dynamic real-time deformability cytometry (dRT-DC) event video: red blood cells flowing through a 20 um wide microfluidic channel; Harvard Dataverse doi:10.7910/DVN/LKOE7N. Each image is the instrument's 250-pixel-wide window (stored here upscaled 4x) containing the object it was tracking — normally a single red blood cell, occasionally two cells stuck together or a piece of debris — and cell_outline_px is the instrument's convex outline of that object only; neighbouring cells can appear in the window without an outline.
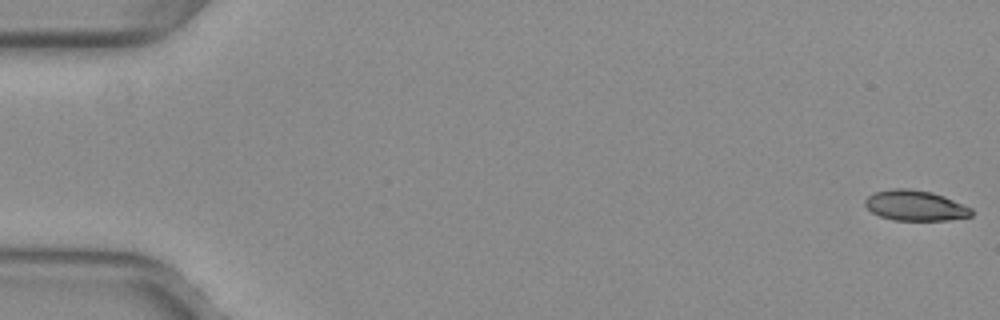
{"species": "common noctule bat (a hibernating species)", "species_latin": "Nyctalus noctula", "temperature_condition": "warm", "stored_images_in_passage": 52, "camera_frame_rate_fps": 3000, "um_per_image_px": 0.085, "animal": {"sex": "female", "body_mass_g": 29.2, "forearm_length_mm": 56.3}, "frame": {"image": 1, "passage_image": 1, "time_ms": 0.0, "image_size_px": [1000, 320], "cell_outline_px": [[972, 216], [948, 220], [892, 220], [880, 216], [872, 212], [864, 204], [864, 200], [868, 196], [876, 192], [892, 188], [912, 188], [932, 192], [944, 196], [972, 208]], "centroid_in_image_um": [77.79, 17.46], "position_along_channel_um": 7.2, "area_um2": 18.9}}
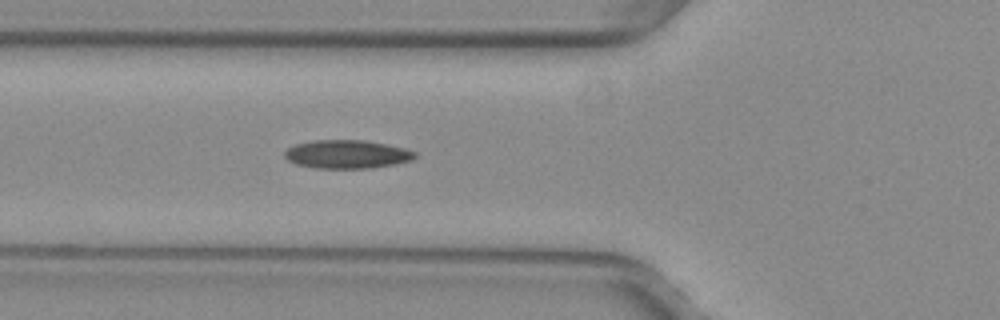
{"frame": {"image": 2, "passage_image": 20, "time_ms": 6.333, "image_size_px": [1000, 320], "cell_outline_px": [[416, 156], [412, 160], [396, 164], [372, 168], [316, 168], [296, 164], [288, 160], [284, 156], [284, 152], [288, 148], [296, 144], [312, 140], [364, 140], [404, 148], [416, 152]], "centroid_in_image_um": [29.49, 13.11], "position_along_channel_um": 96.3, "area_um2": 21.56}}
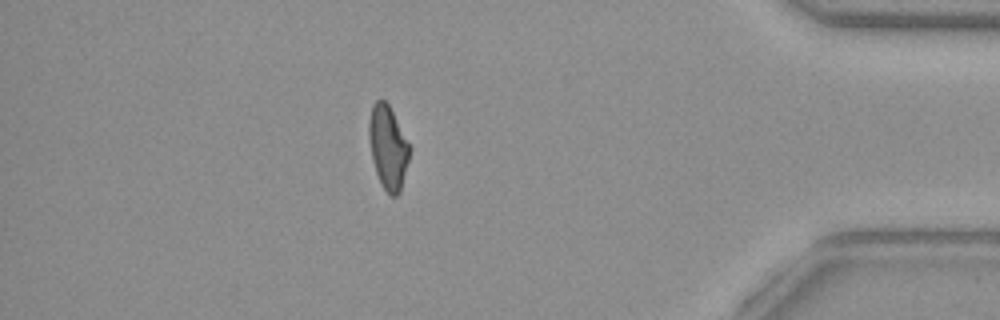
{"frame": {"image": 3, "passage_image": 46, "time_ms": 15.0, "image_size_px": [1000, 320], "cell_outline_px": [[412, 148], [400, 192], [396, 196], [392, 196], [380, 184], [372, 160], [368, 136], [368, 120], [372, 104], [376, 100], [384, 100], [388, 104]], "centroid_in_image_um": [32.98, 12.52], "position_along_channel_um": 402.2, "area_um2": 19.94}, "authors_computed_cell_mechanics": {"area_um2": 20.4323, "velocity_mm_per_s": 4.0129, "shape_relaxation_time_tau1_ms": null, "shape_relaxation_time_tau2_ms": 2.7731, "deformation_change_tau1": null, "deformation_change_tau2": 0.0771}}